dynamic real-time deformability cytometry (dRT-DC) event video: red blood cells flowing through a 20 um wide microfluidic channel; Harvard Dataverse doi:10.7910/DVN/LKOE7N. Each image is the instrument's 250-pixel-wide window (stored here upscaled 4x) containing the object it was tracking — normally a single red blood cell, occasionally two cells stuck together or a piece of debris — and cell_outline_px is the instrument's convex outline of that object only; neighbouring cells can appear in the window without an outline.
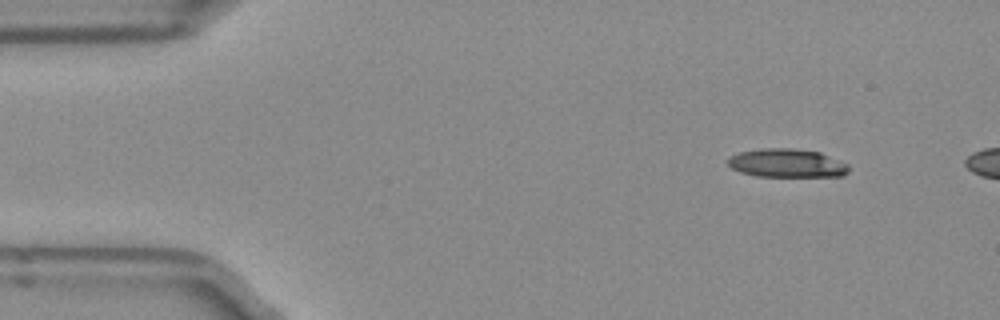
{"species": "Egyptian fruit bat (a non-hibernating species)", "species_latin": "Rousettus aegyptiacus", "temperature_condition": "room temperature", "stored_images_in_passage": 3, "camera_frame_rate_fps": 3000, "um_per_image_px": 0.085, "frame": {"image": 1, "passage_image": 1, "time_ms": 0.0, "image_size_px": [1000, 320], "cell_outline_px": [[848, 172], [844, 176], [756, 176], [740, 172], [732, 168], [728, 164], [728, 156], [740, 152], [764, 148], [792, 148], [820, 152], [848, 164]], "centroid_in_image_um": [66.88, 13.86], "position_along_channel_um": 18.1, "area_um2": 20.06}}